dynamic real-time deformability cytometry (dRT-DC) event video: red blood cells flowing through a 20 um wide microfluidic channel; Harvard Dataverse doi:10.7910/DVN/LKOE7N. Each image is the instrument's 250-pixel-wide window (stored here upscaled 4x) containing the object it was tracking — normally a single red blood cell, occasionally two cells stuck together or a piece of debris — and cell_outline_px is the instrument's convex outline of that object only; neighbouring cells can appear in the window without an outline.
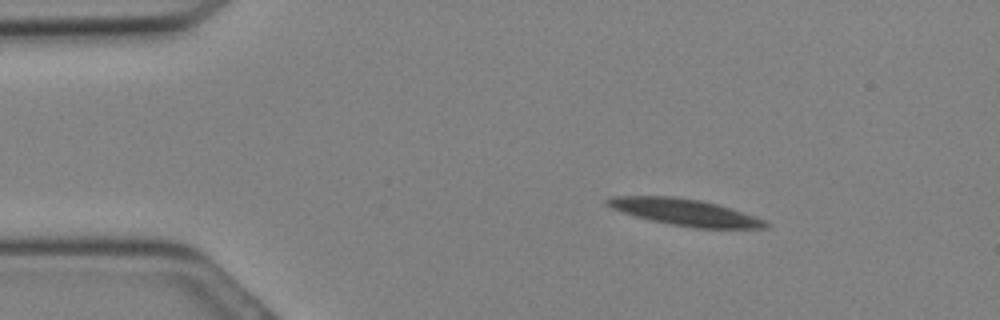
{"species": "Egyptian fruit bat (a non-hibernating species)", "species_latin": "Rousettus aegyptiacus", "temperature_condition": "cold", "stored_images_in_passage": 17, "camera_frame_rate_fps": 3000, "um_per_image_px": 0.085, "animal": {"sex": "female"}, "frame": {"image": 1, "passage_image": 5, "time_ms": 1.333, "image_size_px": [1000, 320], "cell_outline_px": [[768, 228], [692, 228], [648, 220], [620, 212], [604, 204], [604, 200], [608, 196], [672, 196], [700, 200], [716, 204], [756, 216], [764, 220], [768, 224]], "centroid_in_image_um": [58.14, 18.04], "position_along_channel_um": 26.9, "area_um2": 24.68}}
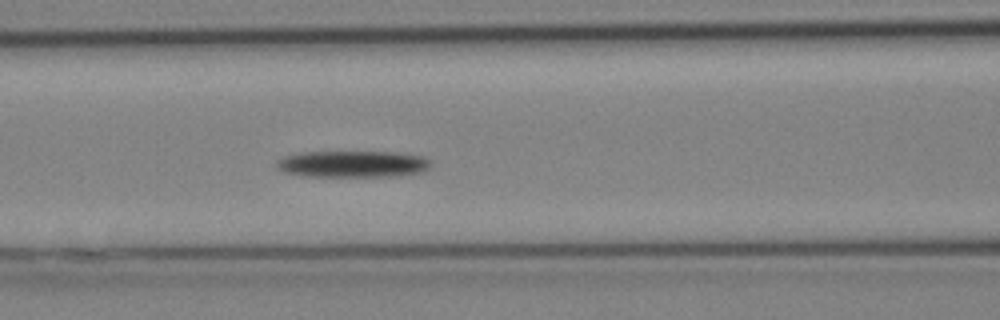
{"frame": {"image": 2, "passage_image": 13, "time_ms": 4.0, "image_size_px": [1000, 320], "cell_outline_px": [[432, 164], [424, 172], [400, 176], [304, 176], [284, 172], [276, 168], [276, 160], [284, 156], [300, 152], [400, 152], [424, 156], [432, 160]], "centroid_in_image_um": [30.03, 13.94], "position_along_channel_um": 136.6, "area_um2": 24.33}}
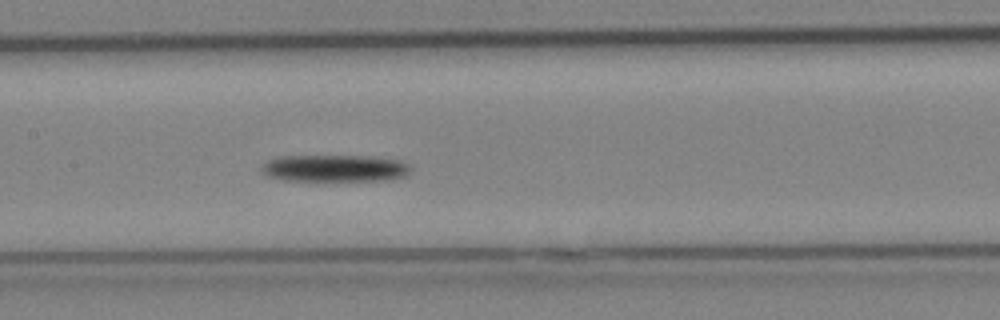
{"frame": {"image": 3, "passage_image": 15, "time_ms": 4.667, "image_size_px": [1000, 320], "cell_outline_px": [[412, 168], [404, 176], [384, 180], [288, 180], [268, 176], [260, 172], [260, 168], [268, 160], [280, 156], [372, 156], [404, 160], [412, 164]], "centroid_in_image_um": [28.5, 14.28], "position_along_channel_um": 178.9, "area_um2": 23.52}}